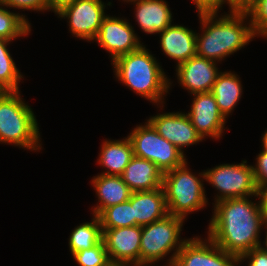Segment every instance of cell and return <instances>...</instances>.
<instances>
[{
	"label": "cell",
	"mask_w": 267,
	"mask_h": 266,
	"mask_svg": "<svg viewBox=\"0 0 267 266\" xmlns=\"http://www.w3.org/2000/svg\"><path fill=\"white\" fill-rule=\"evenodd\" d=\"M249 260L248 266H267V250L263 246H259L246 252L239 258V262Z\"/></svg>",
	"instance_id": "f546056e"
},
{
	"label": "cell",
	"mask_w": 267,
	"mask_h": 266,
	"mask_svg": "<svg viewBox=\"0 0 267 266\" xmlns=\"http://www.w3.org/2000/svg\"><path fill=\"white\" fill-rule=\"evenodd\" d=\"M135 226H146L168 215L163 187L151 191L131 193Z\"/></svg>",
	"instance_id": "e0dca14e"
},
{
	"label": "cell",
	"mask_w": 267,
	"mask_h": 266,
	"mask_svg": "<svg viewBox=\"0 0 267 266\" xmlns=\"http://www.w3.org/2000/svg\"><path fill=\"white\" fill-rule=\"evenodd\" d=\"M184 218L166 215L141 227L140 264H155L174 251L167 264L174 263L176 254L187 241L180 240Z\"/></svg>",
	"instance_id": "8992f818"
},
{
	"label": "cell",
	"mask_w": 267,
	"mask_h": 266,
	"mask_svg": "<svg viewBox=\"0 0 267 266\" xmlns=\"http://www.w3.org/2000/svg\"><path fill=\"white\" fill-rule=\"evenodd\" d=\"M112 63L118 81L154 104L164 103L172 83L145 45Z\"/></svg>",
	"instance_id": "3957f363"
},
{
	"label": "cell",
	"mask_w": 267,
	"mask_h": 266,
	"mask_svg": "<svg viewBox=\"0 0 267 266\" xmlns=\"http://www.w3.org/2000/svg\"><path fill=\"white\" fill-rule=\"evenodd\" d=\"M7 8L24 9L29 11H46L47 0H0Z\"/></svg>",
	"instance_id": "f1b7e54d"
},
{
	"label": "cell",
	"mask_w": 267,
	"mask_h": 266,
	"mask_svg": "<svg viewBox=\"0 0 267 266\" xmlns=\"http://www.w3.org/2000/svg\"><path fill=\"white\" fill-rule=\"evenodd\" d=\"M110 261L126 266L140 264L141 226L102 229Z\"/></svg>",
	"instance_id": "7c38bea8"
},
{
	"label": "cell",
	"mask_w": 267,
	"mask_h": 266,
	"mask_svg": "<svg viewBox=\"0 0 267 266\" xmlns=\"http://www.w3.org/2000/svg\"><path fill=\"white\" fill-rule=\"evenodd\" d=\"M198 16L203 28V34L197 33L196 55L199 57L215 62L222 61L256 37L246 12H232L220 17L218 14Z\"/></svg>",
	"instance_id": "7a4b0ae2"
},
{
	"label": "cell",
	"mask_w": 267,
	"mask_h": 266,
	"mask_svg": "<svg viewBox=\"0 0 267 266\" xmlns=\"http://www.w3.org/2000/svg\"><path fill=\"white\" fill-rule=\"evenodd\" d=\"M135 3V19L147 34H159L172 24V13L164 0H122Z\"/></svg>",
	"instance_id": "ac0fdd59"
},
{
	"label": "cell",
	"mask_w": 267,
	"mask_h": 266,
	"mask_svg": "<svg viewBox=\"0 0 267 266\" xmlns=\"http://www.w3.org/2000/svg\"><path fill=\"white\" fill-rule=\"evenodd\" d=\"M256 164L253 167L254 179L257 187L267 182V152L261 151L256 158Z\"/></svg>",
	"instance_id": "4dcf8cb0"
},
{
	"label": "cell",
	"mask_w": 267,
	"mask_h": 266,
	"mask_svg": "<svg viewBox=\"0 0 267 266\" xmlns=\"http://www.w3.org/2000/svg\"><path fill=\"white\" fill-rule=\"evenodd\" d=\"M127 137L131 141L133 155L156 164L163 174L187 160L185 154L160 136L148 120L144 125L136 126Z\"/></svg>",
	"instance_id": "52a82bcc"
},
{
	"label": "cell",
	"mask_w": 267,
	"mask_h": 266,
	"mask_svg": "<svg viewBox=\"0 0 267 266\" xmlns=\"http://www.w3.org/2000/svg\"><path fill=\"white\" fill-rule=\"evenodd\" d=\"M239 76L231 71L218 74L211 93L216 99L218 108L226 118L234 110L242 96V84Z\"/></svg>",
	"instance_id": "7402d4cb"
},
{
	"label": "cell",
	"mask_w": 267,
	"mask_h": 266,
	"mask_svg": "<svg viewBox=\"0 0 267 266\" xmlns=\"http://www.w3.org/2000/svg\"><path fill=\"white\" fill-rule=\"evenodd\" d=\"M254 2L255 0H228L229 13L246 12Z\"/></svg>",
	"instance_id": "d6a6232c"
},
{
	"label": "cell",
	"mask_w": 267,
	"mask_h": 266,
	"mask_svg": "<svg viewBox=\"0 0 267 266\" xmlns=\"http://www.w3.org/2000/svg\"><path fill=\"white\" fill-rule=\"evenodd\" d=\"M264 226L266 227V230H267V219H266V221H265ZM265 233H266V238H265V241L263 242V245H261V246H264V245H265L263 248H264L265 250H267V231H265Z\"/></svg>",
	"instance_id": "8d00e7d4"
},
{
	"label": "cell",
	"mask_w": 267,
	"mask_h": 266,
	"mask_svg": "<svg viewBox=\"0 0 267 266\" xmlns=\"http://www.w3.org/2000/svg\"><path fill=\"white\" fill-rule=\"evenodd\" d=\"M256 36L267 37V0H255L246 11Z\"/></svg>",
	"instance_id": "83f0119b"
},
{
	"label": "cell",
	"mask_w": 267,
	"mask_h": 266,
	"mask_svg": "<svg viewBox=\"0 0 267 266\" xmlns=\"http://www.w3.org/2000/svg\"><path fill=\"white\" fill-rule=\"evenodd\" d=\"M262 147H263V150L262 151H265L267 152V131L264 132V134L262 135Z\"/></svg>",
	"instance_id": "d590c367"
},
{
	"label": "cell",
	"mask_w": 267,
	"mask_h": 266,
	"mask_svg": "<svg viewBox=\"0 0 267 266\" xmlns=\"http://www.w3.org/2000/svg\"><path fill=\"white\" fill-rule=\"evenodd\" d=\"M68 240L69 250L72 255L97 245L102 240V229L99 217L93 214L91 222L81 223L79 226L75 227Z\"/></svg>",
	"instance_id": "603a6c76"
},
{
	"label": "cell",
	"mask_w": 267,
	"mask_h": 266,
	"mask_svg": "<svg viewBox=\"0 0 267 266\" xmlns=\"http://www.w3.org/2000/svg\"><path fill=\"white\" fill-rule=\"evenodd\" d=\"M76 0H47V11H53L56 15L65 7L73 4Z\"/></svg>",
	"instance_id": "836d02e7"
},
{
	"label": "cell",
	"mask_w": 267,
	"mask_h": 266,
	"mask_svg": "<svg viewBox=\"0 0 267 266\" xmlns=\"http://www.w3.org/2000/svg\"><path fill=\"white\" fill-rule=\"evenodd\" d=\"M239 258L222 250L209 237L187 239L176 254L174 266H237Z\"/></svg>",
	"instance_id": "30bf717a"
},
{
	"label": "cell",
	"mask_w": 267,
	"mask_h": 266,
	"mask_svg": "<svg viewBox=\"0 0 267 266\" xmlns=\"http://www.w3.org/2000/svg\"><path fill=\"white\" fill-rule=\"evenodd\" d=\"M101 229L135 226L131 196L127 202L105 208L99 215Z\"/></svg>",
	"instance_id": "484cf974"
},
{
	"label": "cell",
	"mask_w": 267,
	"mask_h": 266,
	"mask_svg": "<svg viewBox=\"0 0 267 266\" xmlns=\"http://www.w3.org/2000/svg\"><path fill=\"white\" fill-rule=\"evenodd\" d=\"M30 32L31 25L25 15L10 12L0 2V37L13 41L18 37H25Z\"/></svg>",
	"instance_id": "d4e9b609"
},
{
	"label": "cell",
	"mask_w": 267,
	"mask_h": 266,
	"mask_svg": "<svg viewBox=\"0 0 267 266\" xmlns=\"http://www.w3.org/2000/svg\"><path fill=\"white\" fill-rule=\"evenodd\" d=\"M72 256L79 266H105L110 262L103 240L92 248L81 250Z\"/></svg>",
	"instance_id": "4316f807"
},
{
	"label": "cell",
	"mask_w": 267,
	"mask_h": 266,
	"mask_svg": "<svg viewBox=\"0 0 267 266\" xmlns=\"http://www.w3.org/2000/svg\"><path fill=\"white\" fill-rule=\"evenodd\" d=\"M105 7L106 4L102 0H76L57 15L69 20L67 22L72 35L94 41L101 23L107 17Z\"/></svg>",
	"instance_id": "9c48e42d"
},
{
	"label": "cell",
	"mask_w": 267,
	"mask_h": 266,
	"mask_svg": "<svg viewBox=\"0 0 267 266\" xmlns=\"http://www.w3.org/2000/svg\"><path fill=\"white\" fill-rule=\"evenodd\" d=\"M257 198H259V204L262 211L267 216V182L257 187Z\"/></svg>",
	"instance_id": "e575fe53"
},
{
	"label": "cell",
	"mask_w": 267,
	"mask_h": 266,
	"mask_svg": "<svg viewBox=\"0 0 267 266\" xmlns=\"http://www.w3.org/2000/svg\"><path fill=\"white\" fill-rule=\"evenodd\" d=\"M196 5L198 14H218L219 9L222 8L223 4L227 3L228 0H192Z\"/></svg>",
	"instance_id": "1f68e13d"
},
{
	"label": "cell",
	"mask_w": 267,
	"mask_h": 266,
	"mask_svg": "<svg viewBox=\"0 0 267 266\" xmlns=\"http://www.w3.org/2000/svg\"><path fill=\"white\" fill-rule=\"evenodd\" d=\"M10 42L11 40L0 37V92L19 91V81L23 78L7 49Z\"/></svg>",
	"instance_id": "cb8c5ba5"
},
{
	"label": "cell",
	"mask_w": 267,
	"mask_h": 266,
	"mask_svg": "<svg viewBox=\"0 0 267 266\" xmlns=\"http://www.w3.org/2000/svg\"><path fill=\"white\" fill-rule=\"evenodd\" d=\"M176 72L178 83L188 90L191 95L211 92L220 73L215 61L197 55L176 66Z\"/></svg>",
	"instance_id": "9a60e30c"
},
{
	"label": "cell",
	"mask_w": 267,
	"mask_h": 266,
	"mask_svg": "<svg viewBox=\"0 0 267 266\" xmlns=\"http://www.w3.org/2000/svg\"><path fill=\"white\" fill-rule=\"evenodd\" d=\"M205 181L218 190L217 201L228 198L257 197V185L252 165L243 160L239 164H220L204 170Z\"/></svg>",
	"instance_id": "ba28073f"
},
{
	"label": "cell",
	"mask_w": 267,
	"mask_h": 266,
	"mask_svg": "<svg viewBox=\"0 0 267 266\" xmlns=\"http://www.w3.org/2000/svg\"><path fill=\"white\" fill-rule=\"evenodd\" d=\"M187 165L186 161L183 165L164 173L162 185L168 214L184 219L188 214L203 209L208 202L202 183L205 173L201 172L199 176H195Z\"/></svg>",
	"instance_id": "5b68a950"
},
{
	"label": "cell",
	"mask_w": 267,
	"mask_h": 266,
	"mask_svg": "<svg viewBox=\"0 0 267 266\" xmlns=\"http://www.w3.org/2000/svg\"><path fill=\"white\" fill-rule=\"evenodd\" d=\"M163 172L156 164L133 156L121 177L132 192L162 188Z\"/></svg>",
	"instance_id": "d6986e66"
},
{
	"label": "cell",
	"mask_w": 267,
	"mask_h": 266,
	"mask_svg": "<svg viewBox=\"0 0 267 266\" xmlns=\"http://www.w3.org/2000/svg\"><path fill=\"white\" fill-rule=\"evenodd\" d=\"M22 99L20 91L0 92V143L38 151L42 147L37 119Z\"/></svg>",
	"instance_id": "277c9868"
},
{
	"label": "cell",
	"mask_w": 267,
	"mask_h": 266,
	"mask_svg": "<svg viewBox=\"0 0 267 266\" xmlns=\"http://www.w3.org/2000/svg\"><path fill=\"white\" fill-rule=\"evenodd\" d=\"M250 197L228 198L214 204V214L208 227V236L227 253L240 258L251 249L261 246L260 230L267 216L259 201ZM262 227V228H261Z\"/></svg>",
	"instance_id": "6da1fadb"
},
{
	"label": "cell",
	"mask_w": 267,
	"mask_h": 266,
	"mask_svg": "<svg viewBox=\"0 0 267 266\" xmlns=\"http://www.w3.org/2000/svg\"><path fill=\"white\" fill-rule=\"evenodd\" d=\"M190 112L186 113L203 139L207 136L219 139L222 136L226 118L220 112L211 92L194 93Z\"/></svg>",
	"instance_id": "4fadbf2b"
},
{
	"label": "cell",
	"mask_w": 267,
	"mask_h": 266,
	"mask_svg": "<svg viewBox=\"0 0 267 266\" xmlns=\"http://www.w3.org/2000/svg\"><path fill=\"white\" fill-rule=\"evenodd\" d=\"M122 140H105L101 145L99 165L107 170L104 175L121 176L133 155V147L129 138Z\"/></svg>",
	"instance_id": "44dd1931"
},
{
	"label": "cell",
	"mask_w": 267,
	"mask_h": 266,
	"mask_svg": "<svg viewBox=\"0 0 267 266\" xmlns=\"http://www.w3.org/2000/svg\"><path fill=\"white\" fill-rule=\"evenodd\" d=\"M105 266H126V265H123V264H120V263H116L114 261H110Z\"/></svg>",
	"instance_id": "74e56055"
},
{
	"label": "cell",
	"mask_w": 267,
	"mask_h": 266,
	"mask_svg": "<svg viewBox=\"0 0 267 266\" xmlns=\"http://www.w3.org/2000/svg\"><path fill=\"white\" fill-rule=\"evenodd\" d=\"M151 264H138V265H133V266H150ZM164 266V265H163ZM167 266H174L173 263L168 264Z\"/></svg>",
	"instance_id": "f35d334b"
},
{
	"label": "cell",
	"mask_w": 267,
	"mask_h": 266,
	"mask_svg": "<svg viewBox=\"0 0 267 266\" xmlns=\"http://www.w3.org/2000/svg\"><path fill=\"white\" fill-rule=\"evenodd\" d=\"M127 19L107 17L100 25L94 38L102 48L111 54L112 62L120 56L139 49L142 44L140 38Z\"/></svg>",
	"instance_id": "8fae6325"
},
{
	"label": "cell",
	"mask_w": 267,
	"mask_h": 266,
	"mask_svg": "<svg viewBox=\"0 0 267 266\" xmlns=\"http://www.w3.org/2000/svg\"><path fill=\"white\" fill-rule=\"evenodd\" d=\"M91 183L99 202L92 210L96 216L109 206L127 202L132 193L121 176L99 174L94 176Z\"/></svg>",
	"instance_id": "ffe728a7"
},
{
	"label": "cell",
	"mask_w": 267,
	"mask_h": 266,
	"mask_svg": "<svg viewBox=\"0 0 267 266\" xmlns=\"http://www.w3.org/2000/svg\"><path fill=\"white\" fill-rule=\"evenodd\" d=\"M148 121L160 136L175 145L183 153V147H188L204 140L185 113L169 112L157 114L150 117Z\"/></svg>",
	"instance_id": "5bb4252c"
},
{
	"label": "cell",
	"mask_w": 267,
	"mask_h": 266,
	"mask_svg": "<svg viewBox=\"0 0 267 266\" xmlns=\"http://www.w3.org/2000/svg\"><path fill=\"white\" fill-rule=\"evenodd\" d=\"M160 34V45L164 54L176 60L178 66L196 56L197 33L182 25H170Z\"/></svg>",
	"instance_id": "2e32d148"
}]
</instances>
